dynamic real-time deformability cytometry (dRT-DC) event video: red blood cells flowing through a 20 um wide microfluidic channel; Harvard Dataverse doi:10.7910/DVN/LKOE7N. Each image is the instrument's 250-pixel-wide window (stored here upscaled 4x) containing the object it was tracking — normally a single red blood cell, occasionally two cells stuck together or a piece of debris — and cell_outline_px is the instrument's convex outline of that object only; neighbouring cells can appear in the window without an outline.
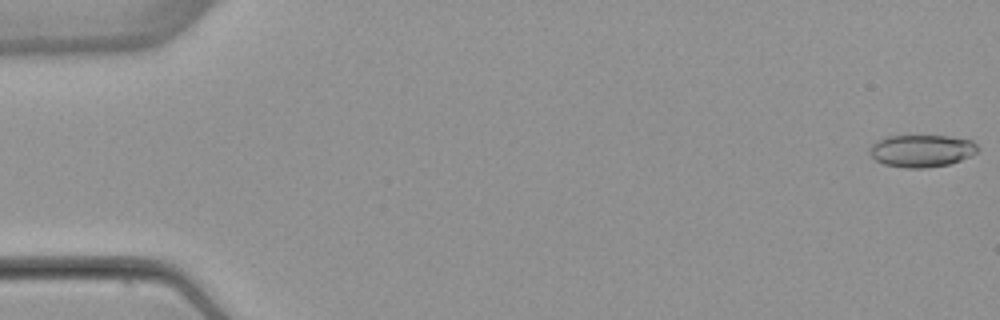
{"species": "common noctule bat (a hibernating species)", "species_latin": "Nyctalus noctula", "temperature_condition": "warm", "stored_images_in_passage": 53, "camera_frame_rate_fps": 3000, "um_per_image_px": 0.085, "animal": {"sex": "female", "body_mass_g": 22.7, "forearm_length_mm": 54.2}, "frame": {"image": 1, "passage_image": 1, "time_ms": 0.0, "image_size_px": [1000, 320], "cell_outline_px": [[980, 148], [976, 152], [960, 160], [948, 164], [924, 168], [904, 168], [884, 164], [876, 160], [872, 156], [868, 148], [876, 140], [888, 136], [948, 136], [972, 140]], "centroid_in_image_um": [78.32, 12.81], "position_along_channel_um": 6.7, "area_um2": 20.29}}
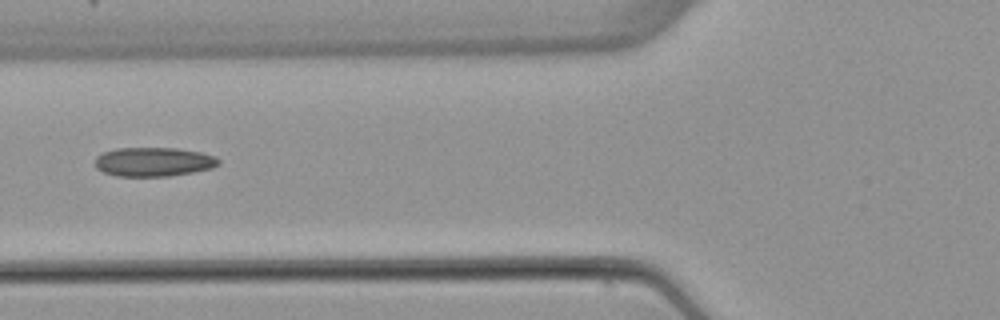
{"frame": {"image": 2, "passage_image": 21, "time_ms": 6.667, "image_size_px": [1000, 320], "cell_outline_px": [[220, 164], [212, 168], [192, 172], [168, 176], [116, 176], [104, 172], [96, 168], [96, 156], [104, 152], [116, 148], [176, 148], [200, 152], [216, 156], [220, 160]], "centroid_in_image_um": [13.07, 13.75], "position_along_channel_um": 112.7, "area_um2": 20.92}}
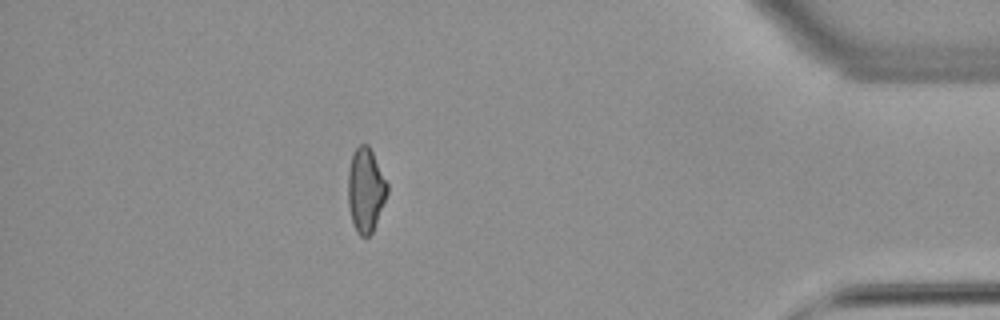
{"frame": {"image": 3, "passage_image": 47, "time_ms": 15.333, "image_size_px": [1000, 320], "cell_outline_px": [[388, 192], [372, 232], [368, 236], [360, 236], [356, 232], [352, 224], [348, 204], [348, 172], [352, 152], [360, 144], [368, 144], [388, 184]], "centroid_in_image_um": [31.06, 16.15], "position_along_channel_um": 404.1, "area_um2": 19.19}, "authors_computed_cell_mechanics": {"area_um2": 20.3456, "velocity_mm_per_s": 3.8873, "shape_relaxation_time_tau1_ms": null, "shape_relaxation_time_tau2_ms": 2.3608, "deformation_change_tau1": null, "deformation_change_tau2": 0.0883}}